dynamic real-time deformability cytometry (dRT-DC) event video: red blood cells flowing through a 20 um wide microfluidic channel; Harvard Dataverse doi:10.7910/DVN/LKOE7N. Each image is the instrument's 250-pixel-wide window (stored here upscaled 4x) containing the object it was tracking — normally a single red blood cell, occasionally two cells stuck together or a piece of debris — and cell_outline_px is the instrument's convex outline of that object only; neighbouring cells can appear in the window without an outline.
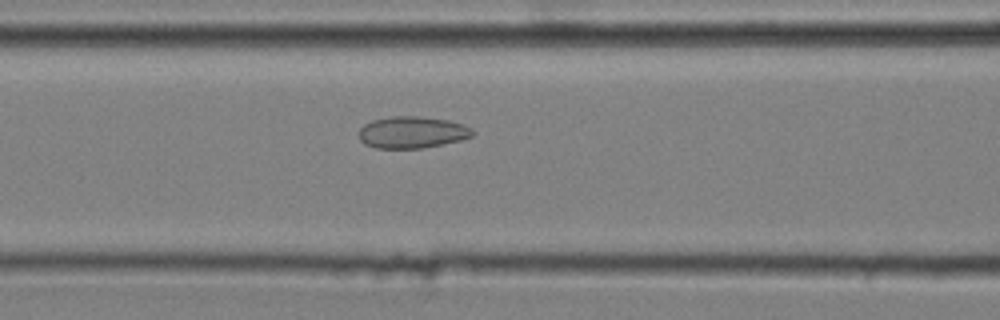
{"species": "common noctule bat (a hibernating species)", "species_latin": "Nyctalus noctula", "temperature_condition": "cold", "stored_images_in_passage": 39, "camera_frame_rate_fps": 3000, "um_per_image_px": 0.085, "animal": {"sex": "male", "body_mass_g": 20.4}, "frame": {"image": 1, "passage_image": 14, "time_ms": 4.333, "image_size_px": [1000, 320], "cell_outline_px": [[476, 132], [472, 136], [460, 140], [420, 148], [376, 148], [364, 144], [360, 140], [360, 128], [364, 124], [372, 120], [388, 116], [420, 116], [448, 120], [464, 124], [472, 128]], "centroid_in_image_um": [35.03, 11.23], "position_along_channel_um": 131.6, "area_um2": 21.1}}
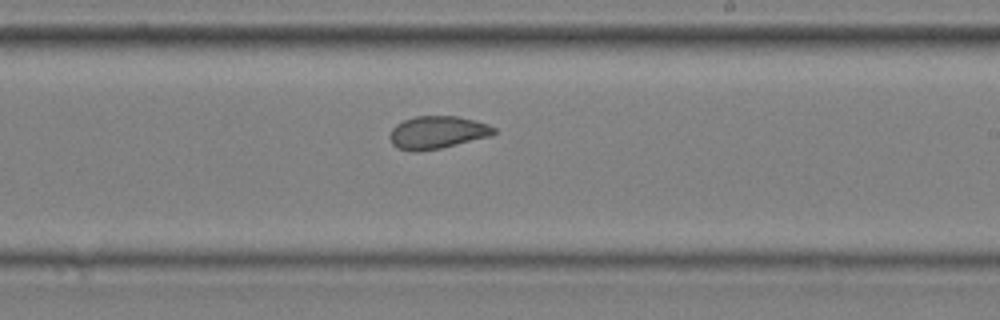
{"frame": {"image": 2, "passage_image": 24, "time_ms": 7.667, "image_size_px": [1000, 320], "cell_outline_px": [[496, 132], [492, 136], [440, 148], [416, 152], [396, 148], [392, 144], [388, 136], [392, 128], [396, 124], [404, 120], [416, 116], [456, 116], [488, 124], [496, 128]], "centroid_in_image_um": [37.15, 11.26], "position_along_channel_um": 251.9, "area_um2": 19.88}}
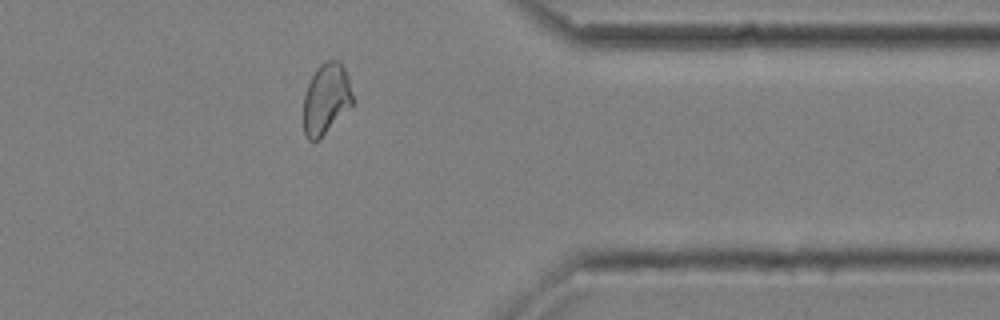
{"frame": {"image": 3, "passage_image": 36, "time_ms": 11.667, "image_size_px": [1000, 320], "cell_outline_px": [[352, 104], [316, 140], [308, 140], [304, 136], [304, 96], [308, 84], [316, 68], [320, 64], [328, 60], [340, 60], [348, 76], [352, 96]], "centroid_in_image_um": [27.7, 8.34], "position_along_channel_um": 383.7, "area_um2": 19.71}, "authors_computed_cell_mechanics": {"area_um2": 20.6346, "velocity_mm_per_s": 3.6194, "shape_relaxation_time_tau1_ms": null, "shape_relaxation_time_tau2_ms": 1.1528, "deformation_change_tau1": null, "deformation_change_tau2": 0.0557}}